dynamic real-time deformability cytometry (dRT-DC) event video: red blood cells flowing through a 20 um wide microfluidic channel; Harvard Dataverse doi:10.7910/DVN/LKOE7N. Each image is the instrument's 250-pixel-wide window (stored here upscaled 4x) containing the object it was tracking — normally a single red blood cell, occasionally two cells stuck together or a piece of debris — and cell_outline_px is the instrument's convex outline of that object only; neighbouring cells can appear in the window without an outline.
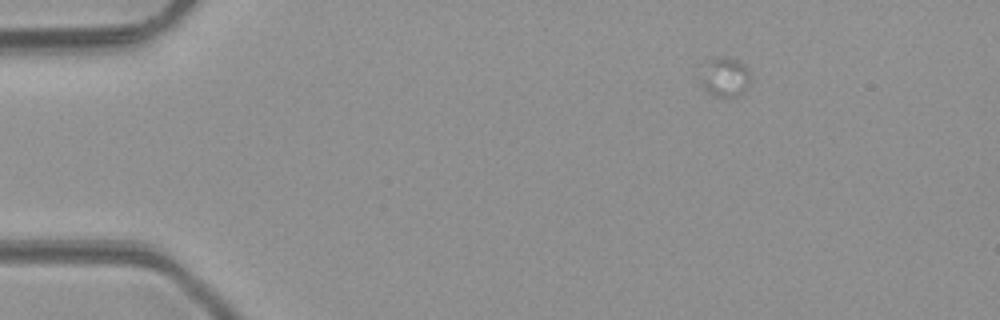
{"species": "common noctule bat (a hibernating species)", "species_latin": "Nyctalus noctula", "temperature_condition": "room temperature", "stored_images_in_passage": 4, "camera_frame_rate_fps": 3000, "um_per_image_px": 0.085, "animal": {"sex": "male", "body_mass_g": 23.1, "forearm_length_mm": 52.7}, "frame": {"image": 1, "passage_image": 2, "time_ms": 1.0, "image_size_px": [1000, 320], "cell_outline_px": [[752, 76], [744, 92], [740, 96], [712, 96], [700, 84], [712, 60], [720, 56], [724, 56], [736, 60], [744, 64], [748, 68]], "centroid_in_image_um": [61.73, 6.59], "position_along_channel_um": 23.3, "area_um2": 10.98}}